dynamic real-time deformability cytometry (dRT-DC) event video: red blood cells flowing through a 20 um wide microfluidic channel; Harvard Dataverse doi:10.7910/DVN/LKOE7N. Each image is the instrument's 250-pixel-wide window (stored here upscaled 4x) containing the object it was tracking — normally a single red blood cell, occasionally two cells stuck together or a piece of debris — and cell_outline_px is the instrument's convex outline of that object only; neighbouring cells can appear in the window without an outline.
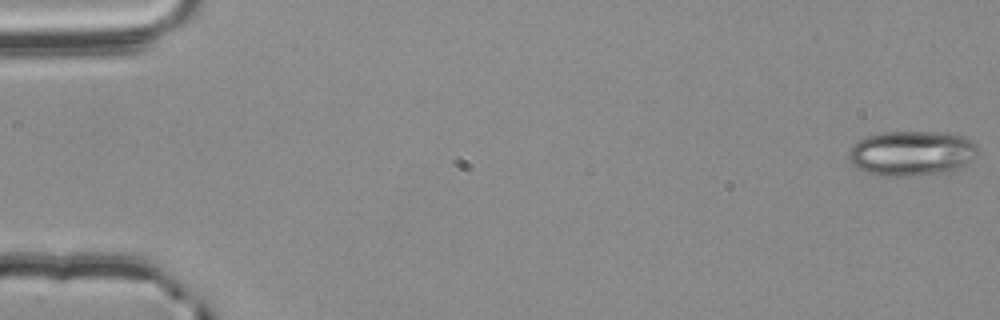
{"species": "common noctule bat (a hibernating species)", "species_latin": "Nyctalus noctula", "temperature_condition": "room temperature", "stored_images_in_passage": 56, "camera_frame_rate_fps": 3000, "um_per_image_px": 0.085, "animal": {"sex": "male", "body_mass_g": 20.4}, "frame": {"image": 1, "passage_image": 1, "time_ms": 0.0, "image_size_px": [1000, 320], "cell_outline_px": [[980, 152], [968, 164], [952, 172], [912, 176], [880, 176], [864, 172], [852, 164], [848, 160], [848, 148], [860, 140], [868, 136], [884, 132], [944, 132], [964, 136], [972, 140], [976, 144]], "centroid_in_image_um": [77.53, 13.04], "position_along_channel_um": 7.5, "area_um2": 34.56}}
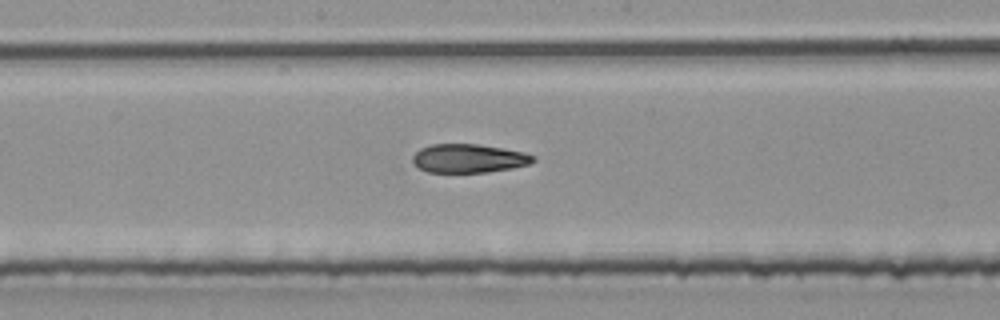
{"frame": {"image": 2, "passage_image": 30, "time_ms": 9.667, "image_size_px": [1000, 320], "cell_outline_px": [[536, 160], [528, 164], [512, 168], [488, 172], [428, 172], [412, 164], [412, 156], [420, 148], [432, 144], [480, 144], [524, 152], [536, 156]], "centroid_in_image_um": [39.83, 13.46], "position_along_channel_um": 208.4, "area_um2": 20.23}}
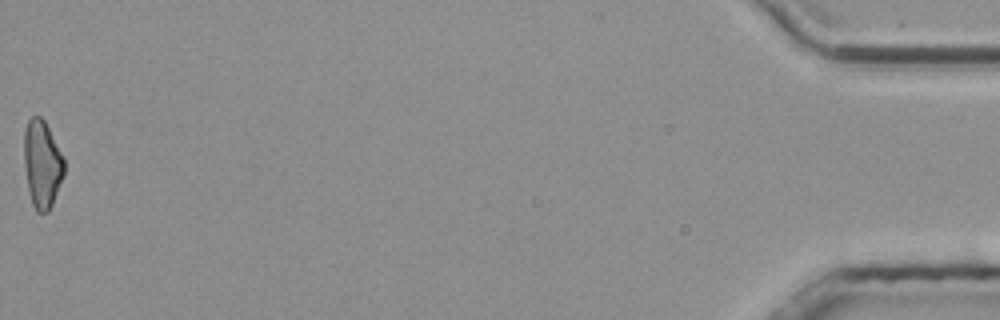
{"frame": {"image": 3, "passage_image": 56, "time_ms": 18.333, "image_size_px": [1000, 320], "cell_outline_px": [[64, 176], [52, 204], [48, 212], [36, 212], [32, 204], [28, 188], [24, 164], [24, 128], [28, 120], [32, 116], [40, 116], [44, 120], [64, 156]], "centroid_in_image_um": [3.58, 13.93], "position_along_channel_um": 431.6, "area_um2": 20.58}, "authors_computed_cell_mechanics": {"area_um2": 21.1837, "velocity_mm_per_s": 3.7948, "shape_relaxation_time_tau1_ms": 11.0393, "shape_relaxation_time_tau2_ms": 5.8159, "deformation_change_tau1": 0.2383, "deformation_change_tau2": 0.1523}}